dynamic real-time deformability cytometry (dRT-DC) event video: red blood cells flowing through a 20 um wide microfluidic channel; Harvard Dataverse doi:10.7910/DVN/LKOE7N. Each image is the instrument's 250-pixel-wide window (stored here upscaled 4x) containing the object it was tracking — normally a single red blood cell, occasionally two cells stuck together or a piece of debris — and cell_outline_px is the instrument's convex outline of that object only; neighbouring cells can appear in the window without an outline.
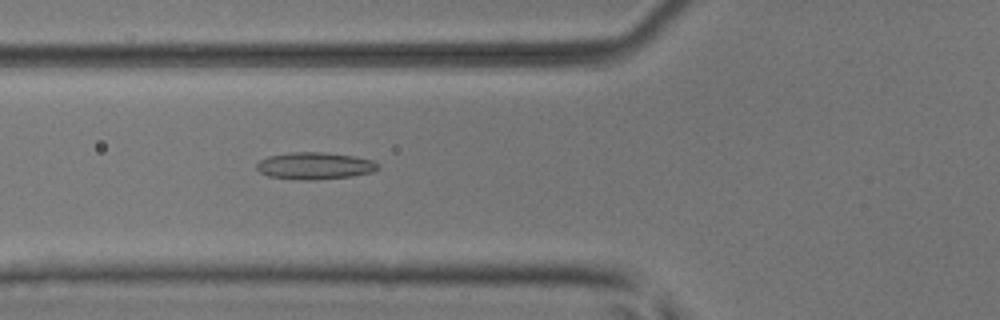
{"species": "common noctule bat (a hibernating species)", "species_latin": "Nyctalus noctula", "temperature_condition": "room temperature", "stored_images_in_passage": 36, "camera_frame_rate_fps": 3000, "um_per_image_px": 0.085, "animal": {"sex": "male", "body_mass_g": 17.9, "forearm_length_mm": 54.2}, "frame": {"image": 1, "passage_image": 9, "time_ms": 2.667, "image_size_px": [1000, 320], "cell_outline_px": [[380, 168], [372, 172], [352, 176], [316, 180], [300, 180], [268, 176], [260, 172], [256, 168], [256, 164], [260, 160], [268, 156], [292, 152], [324, 152], [352, 156], [372, 160], [380, 164]], "centroid_in_image_um": [26.76, 14.1], "position_along_channel_um": 99.0, "area_um2": 19.19}}
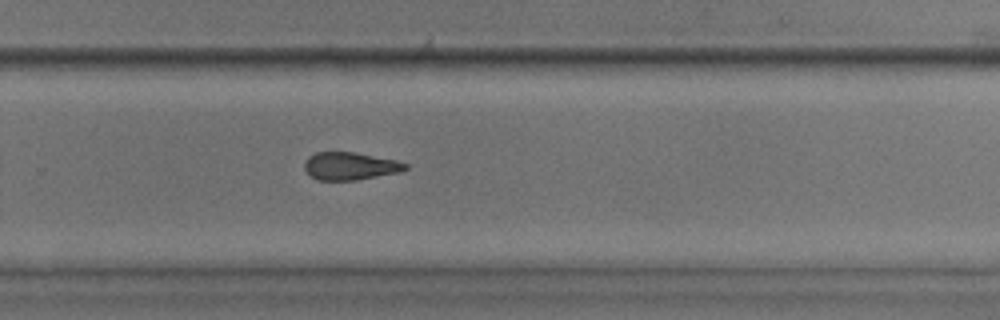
{"frame": {"image": 2, "passage_image": 24, "time_ms": 7.667, "image_size_px": [1000, 320], "cell_outline_px": [[408, 168], [400, 172], [356, 180], [316, 180], [304, 168], [304, 164], [308, 156], [316, 152], [352, 152], [396, 160], [408, 164]], "centroid_in_image_um": [29.76, 14.12], "position_along_channel_um": 300.0, "area_um2": 16.18}}
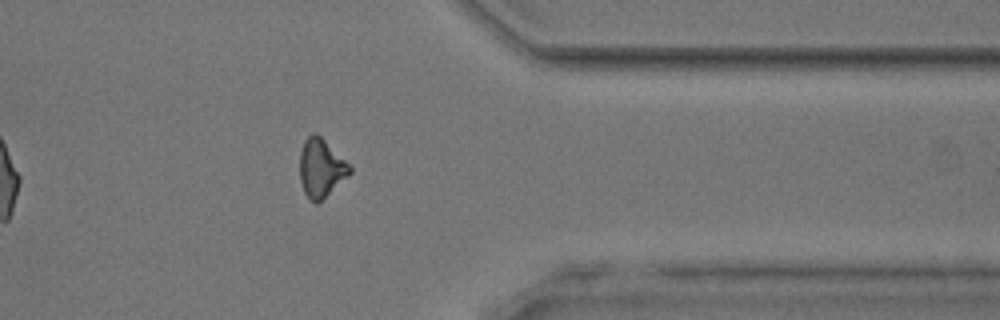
{"frame": {"image": 3, "passage_image": 31, "time_ms": 10.0, "image_size_px": [1000, 320], "cell_outline_px": [[352, 172], [348, 176], [316, 204], [308, 200], [304, 192], [300, 180], [300, 152], [304, 140], [312, 132], [316, 132], [352, 168]], "centroid_in_image_um": [27.26, 14.29], "position_along_channel_um": 384.1, "area_um2": 16.76}, "authors_computed_cell_mechanics": {"area_um2": 16.8487, "velocity_mm_per_s": 4.0246, "shape_relaxation_time_tau1_ms": 8.8249, "shape_relaxation_time_tau2_ms": 2.4067, "deformation_change_tau1": 0.1534, "deformation_change_tau2": 0.1086}}